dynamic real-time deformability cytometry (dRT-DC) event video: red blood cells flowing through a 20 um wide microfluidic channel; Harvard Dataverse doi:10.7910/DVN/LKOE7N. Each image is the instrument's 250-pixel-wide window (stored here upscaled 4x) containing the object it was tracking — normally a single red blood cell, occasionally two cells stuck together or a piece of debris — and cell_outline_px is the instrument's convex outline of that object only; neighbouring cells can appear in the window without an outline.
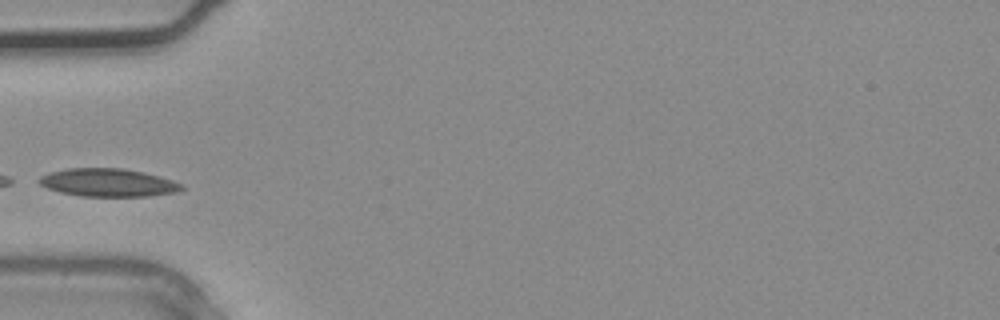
{"species": "common noctule bat (a hibernating species)", "species_latin": "Nyctalus noctula", "temperature_condition": "warm", "stored_images_in_passage": 2, "camera_frame_rate_fps": 3000, "um_per_image_px": 0.085, "animal": {"sex": "male", "body_mass_g": 20.4}, "frame": {"image": 1, "passage_image": 2, "time_ms": 0.333, "image_size_px": [1000, 320], "cell_outline_px": [[184, 188], [176, 192], [148, 196], [80, 196], [60, 192], [48, 188], [40, 184], [36, 180], [40, 176], [52, 172], [68, 168], [124, 168], [144, 172], [160, 176], [184, 184]], "centroid_in_image_um": [9.2, 15.52], "position_along_channel_um": 75.8, "area_um2": 23.29}}